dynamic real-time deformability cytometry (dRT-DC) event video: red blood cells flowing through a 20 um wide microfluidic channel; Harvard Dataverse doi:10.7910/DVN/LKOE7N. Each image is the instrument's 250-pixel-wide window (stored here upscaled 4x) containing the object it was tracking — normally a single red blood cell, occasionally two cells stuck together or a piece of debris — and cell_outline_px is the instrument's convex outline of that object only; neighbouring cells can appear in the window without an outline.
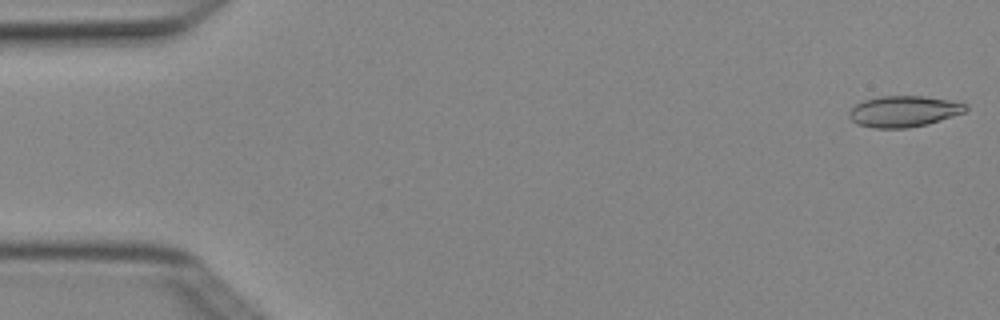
{"species": "Egyptian fruit bat (a non-hibernating species)", "species_latin": "Rousettus aegyptiacus", "temperature_condition": "cold", "stored_images_in_passage": 8, "camera_frame_rate_fps": 3000, "um_per_image_px": 0.085, "animal": {"sex": "female"}, "frame": {"image": 1, "passage_image": 1, "time_ms": 0.0, "image_size_px": [1000, 320], "cell_outline_px": [[968, 108], [964, 112], [928, 124], [908, 128], [872, 128], [856, 124], [848, 116], [848, 112], [856, 104], [864, 100], [880, 96], [924, 96], [952, 100], [968, 104]], "centroid_in_image_um": [76.82, 9.46], "position_along_channel_um": 8.2, "area_um2": 21.27}}
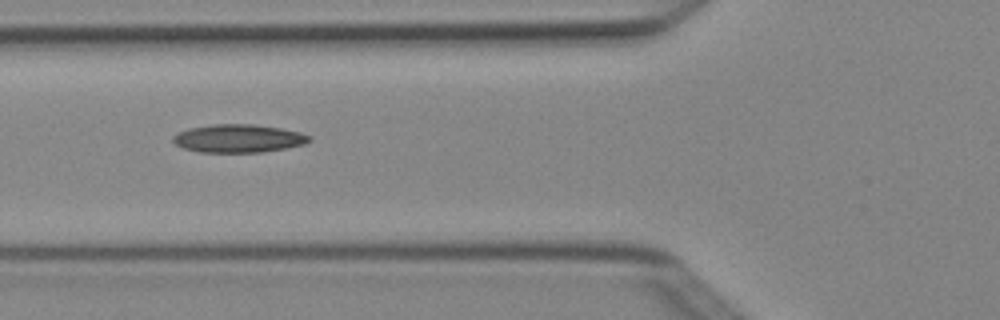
{"frame": {"image": 2, "passage_image": 6, "time_ms": 1.667, "image_size_px": [1000, 320], "cell_outline_px": [[312, 140], [304, 144], [284, 148], [260, 152], [200, 152], [184, 148], [176, 144], [172, 140], [172, 136], [188, 128], [216, 124], [252, 124], [280, 128], [300, 132], [312, 136]], "centroid_in_image_um": [20.28, 11.76], "position_along_channel_um": 105.5, "area_um2": 22.2}}
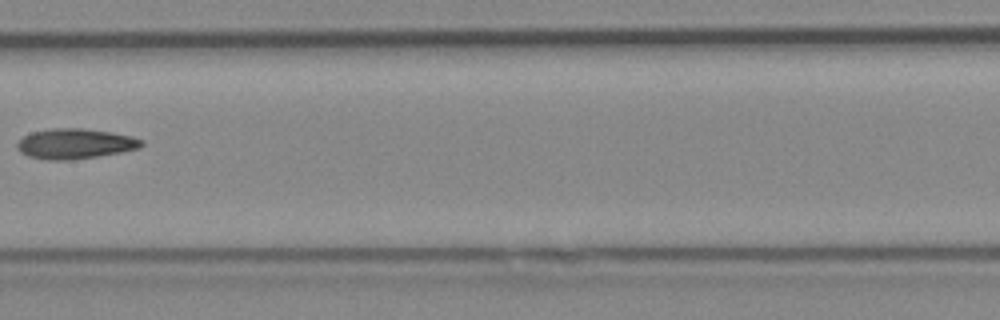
{"frame": {"image": 3, "passage_image": 8, "time_ms": 2.333, "image_size_px": [1000, 320], "cell_outline_px": [[144, 144], [140, 148], [120, 152], [72, 160], [48, 160], [28, 156], [20, 152], [16, 148], [16, 144], [24, 136], [32, 132], [56, 128], [80, 128], [112, 132], [132, 136], [144, 140]], "centroid_in_image_um": [6.39, 12.22], "position_along_channel_um": 201.0, "area_um2": 21.85}}